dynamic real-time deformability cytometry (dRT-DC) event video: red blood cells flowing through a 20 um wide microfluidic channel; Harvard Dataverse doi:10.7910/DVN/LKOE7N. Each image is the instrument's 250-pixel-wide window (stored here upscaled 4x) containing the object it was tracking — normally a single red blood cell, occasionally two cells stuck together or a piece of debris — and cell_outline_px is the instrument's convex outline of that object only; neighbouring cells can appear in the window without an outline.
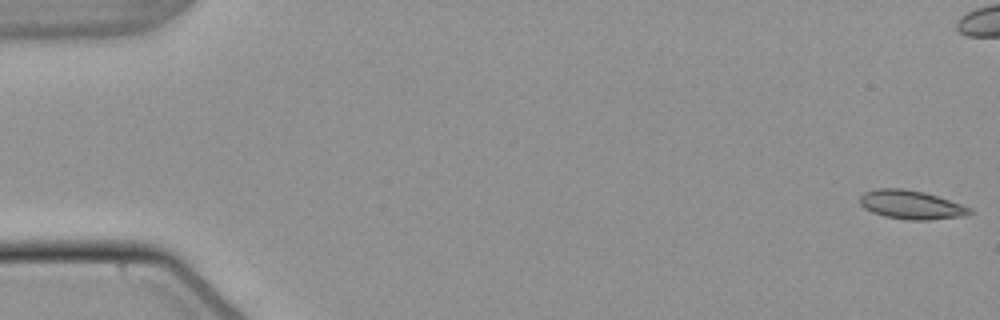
{"species": "common noctule bat (a hibernating species)", "species_latin": "Nyctalus noctula", "temperature_condition": "warm", "stored_images_in_passage": 55, "camera_frame_rate_fps": 3000, "um_per_image_px": 0.085, "animal": {"sex": "male", "body_mass_g": 21.5, "forearm_length_mm": 52.0}, "frame": {"image": 1, "passage_image": 1, "time_ms": 0.0, "image_size_px": [1000, 320], "cell_outline_px": [[972, 212], [964, 216], [928, 220], [908, 220], [884, 216], [872, 212], [864, 208], [860, 204], [860, 196], [864, 192], [876, 188], [904, 188], [924, 192], [972, 208]], "centroid_in_image_um": [77.41, 17.4], "position_along_channel_um": 7.6, "area_um2": 18.38}}
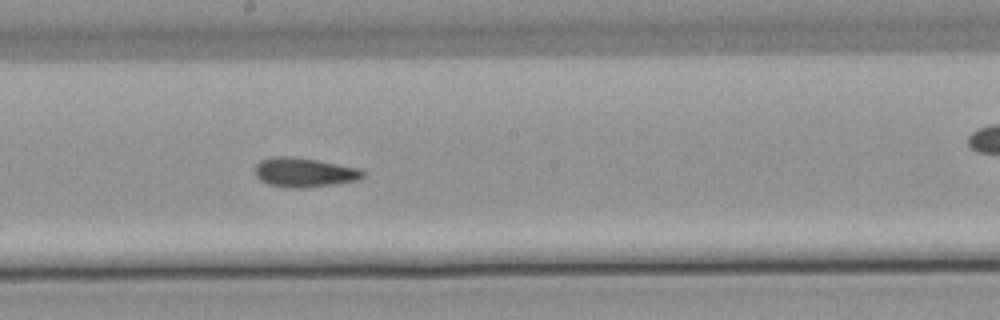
{"frame": {"image": 2, "passage_image": 30, "time_ms": 9.667, "image_size_px": [1000, 320], "cell_outline_px": [[364, 176], [360, 180], [304, 188], [288, 188], [268, 184], [260, 180], [256, 176], [256, 164], [260, 160], [272, 156], [288, 156], [316, 160], [360, 168], [364, 172]], "centroid_in_image_um": [25.85, 14.65], "position_along_channel_um": 222.3, "area_um2": 18.44}}
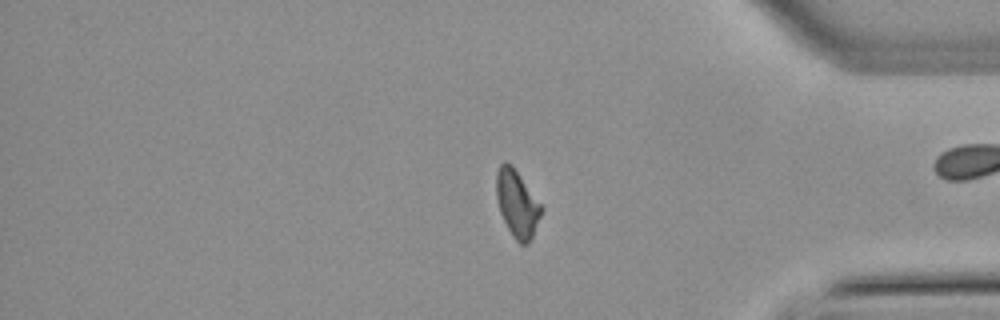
{"frame": {"image": 3, "passage_image": 45, "time_ms": 14.667, "image_size_px": [1000, 320], "cell_outline_px": [[544, 208], [532, 236], [528, 244], [520, 244], [512, 236], [500, 212], [496, 196], [496, 172], [500, 164], [504, 160], [512, 164]], "centroid_in_image_um": [43.95, 17.28], "position_along_channel_um": 391.3, "area_um2": 17.57}, "authors_computed_cell_mechanics": {"area_um2": 17.918, "velocity_mm_per_s": 3.8217, "shape_relaxation_time_tau1_ms": null, "shape_relaxation_time_tau2_ms": 3.4929, "deformation_change_tau1": null, "deformation_change_tau2": 0.0597}}